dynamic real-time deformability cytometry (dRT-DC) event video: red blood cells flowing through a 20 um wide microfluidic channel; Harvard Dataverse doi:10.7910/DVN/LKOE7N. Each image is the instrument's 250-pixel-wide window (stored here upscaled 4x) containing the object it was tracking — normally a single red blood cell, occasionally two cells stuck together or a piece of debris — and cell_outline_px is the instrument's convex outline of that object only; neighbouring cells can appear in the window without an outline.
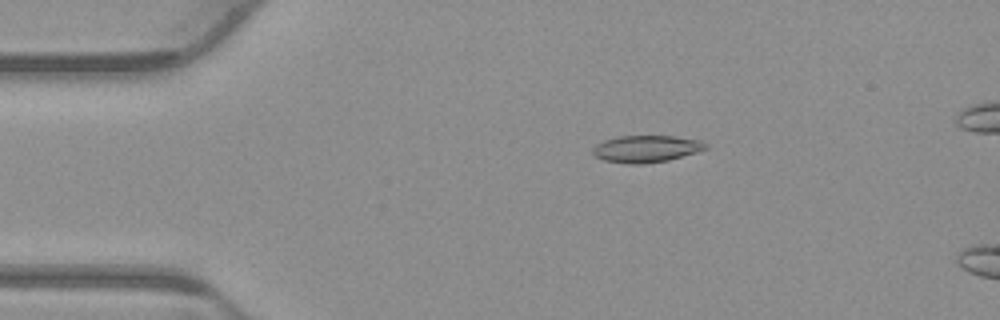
{"species": "common noctule bat (a hibernating species)", "species_latin": "Nyctalus noctula", "temperature_condition": "warm", "stored_images_in_passage": 14, "camera_frame_rate_fps": 3000, "um_per_image_px": 0.085, "animal": {"sex": "male", "body_mass_g": 23.1, "forearm_length_mm": 52.7}, "frame": {"image": 1, "passage_image": 10, "time_ms": 3.0, "image_size_px": [1000, 320], "cell_outline_px": [[708, 148], [696, 152], [668, 160], [644, 164], [628, 164], [604, 160], [596, 156], [592, 152], [592, 148], [596, 144], [604, 140], [620, 136], [672, 136], [700, 140], [708, 144]], "centroid_in_image_um": [54.92, 12.65], "position_along_channel_um": 30.1, "area_um2": 17.69}}